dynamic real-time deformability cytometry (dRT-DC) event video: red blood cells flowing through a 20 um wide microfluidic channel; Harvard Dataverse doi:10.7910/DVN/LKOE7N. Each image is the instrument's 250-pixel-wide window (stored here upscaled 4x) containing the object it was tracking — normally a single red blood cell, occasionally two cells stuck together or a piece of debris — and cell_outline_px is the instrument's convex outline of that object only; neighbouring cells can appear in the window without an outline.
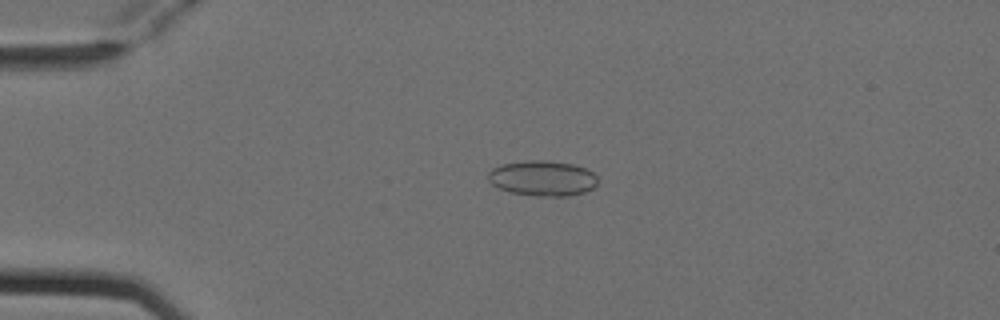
{"species": "Egyptian fruit bat (a non-hibernating species)", "species_latin": "Rousettus aegyptiacus", "temperature_condition": "cold", "stored_images_in_passage": 3, "camera_frame_rate_fps": 3000, "um_per_image_px": 0.085, "animal": {"sex": "female"}, "frame": {"image": 1, "passage_image": 3, "time_ms": 0.667, "image_size_px": [1000, 320], "cell_outline_px": [[596, 184], [592, 188], [584, 192], [568, 196], [536, 196], [508, 192], [492, 184], [488, 180], [488, 172], [492, 168], [500, 164], [528, 160], [548, 160], [572, 164], [584, 168], [592, 172], [596, 176]], "centroid_in_image_um": [46.08, 15.15], "position_along_channel_um": 38.9, "area_um2": 22.6}}